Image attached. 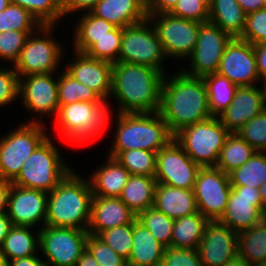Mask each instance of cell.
I'll list each match as a JSON object with an SVG mask.
<instances>
[{
  "label": "cell",
  "mask_w": 266,
  "mask_h": 266,
  "mask_svg": "<svg viewBox=\"0 0 266 266\" xmlns=\"http://www.w3.org/2000/svg\"><path fill=\"white\" fill-rule=\"evenodd\" d=\"M164 76L159 113L173 135L181 129L212 117L203 78L180 70Z\"/></svg>",
  "instance_id": "cell-1"
},
{
  "label": "cell",
  "mask_w": 266,
  "mask_h": 266,
  "mask_svg": "<svg viewBox=\"0 0 266 266\" xmlns=\"http://www.w3.org/2000/svg\"><path fill=\"white\" fill-rule=\"evenodd\" d=\"M165 74L146 65L113 63L111 95L117 99V113L159 112Z\"/></svg>",
  "instance_id": "cell-2"
},
{
  "label": "cell",
  "mask_w": 266,
  "mask_h": 266,
  "mask_svg": "<svg viewBox=\"0 0 266 266\" xmlns=\"http://www.w3.org/2000/svg\"><path fill=\"white\" fill-rule=\"evenodd\" d=\"M93 193L88 178L76 170L48 193L45 225L87 230Z\"/></svg>",
  "instance_id": "cell-3"
},
{
  "label": "cell",
  "mask_w": 266,
  "mask_h": 266,
  "mask_svg": "<svg viewBox=\"0 0 266 266\" xmlns=\"http://www.w3.org/2000/svg\"><path fill=\"white\" fill-rule=\"evenodd\" d=\"M114 115L117 129L109 151L143 149L157 153L174 139L159 112Z\"/></svg>",
  "instance_id": "cell-4"
},
{
  "label": "cell",
  "mask_w": 266,
  "mask_h": 266,
  "mask_svg": "<svg viewBox=\"0 0 266 266\" xmlns=\"http://www.w3.org/2000/svg\"><path fill=\"white\" fill-rule=\"evenodd\" d=\"M111 116L107 102L77 101L60 106L54 119L63 139L83 145L106 132Z\"/></svg>",
  "instance_id": "cell-5"
},
{
  "label": "cell",
  "mask_w": 266,
  "mask_h": 266,
  "mask_svg": "<svg viewBox=\"0 0 266 266\" xmlns=\"http://www.w3.org/2000/svg\"><path fill=\"white\" fill-rule=\"evenodd\" d=\"M58 150L48 136L26 159L12 184L51 192L73 170Z\"/></svg>",
  "instance_id": "cell-6"
},
{
  "label": "cell",
  "mask_w": 266,
  "mask_h": 266,
  "mask_svg": "<svg viewBox=\"0 0 266 266\" xmlns=\"http://www.w3.org/2000/svg\"><path fill=\"white\" fill-rule=\"evenodd\" d=\"M230 132L218 117H211L181 129L175 141L200 167H215Z\"/></svg>",
  "instance_id": "cell-7"
},
{
  "label": "cell",
  "mask_w": 266,
  "mask_h": 266,
  "mask_svg": "<svg viewBox=\"0 0 266 266\" xmlns=\"http://www.w3.org/2000/svg\"><path fill=\"white\" fill-rule=\"evenodd\" d=\"M0 138V177L13 182L24 162L49 136L44 123H21Z\"/></svg>",
  "instance_id": "cell-8"
},
{
  "label": "cell",
  "mask_w": 266,
  "mask_h": 266,
  "mask_svg": "<svg viewBox=\"0 0 266 266\" xmlns=\"http://www.w3.org/2000/svg\"><path fill=\"white\" fill-rule=\"evenodd\" d=\"M54 29V25H42L29 35L19 59L13 65L18 77L59 71L64 50L63 45L52 38Z\"/></svg>",
  "instance_id": "cell-9"
},
{
  "label": "cell",
  "mask_w": 266,
  "mask_h": 266,
  "mask_svg": "<svg viewBox=\"0 0 266 266\" xmlns=\"http://www.w3.org/2000/svg\"><path fill=\"white\" fill-rule=\"evenodd\" d=\"M166 59L169 60L154 27L147 18L122 29L119 62L146 65L167 74L162 67V62Z\"/></svg>",
  "instance_id": "cell-10"
},
{
  "label": "cell",
  "mask_w": 266,
  "mask_h": 266,
  "mask_svg": "<svg viewBox=\"0 0 266 266\" xmlns=\"http://www.w3.org/2000/svg\"><path fill=\"white\" fill-rule=\"evenodd\" d=\"M147 19L154 27L167 58L187 60L195 49L202 23L170 13L147 14Z\"/></svg>",
  "instance_id": "cell-11"
},
{
  "label": "cell",
  "mask_w": 266,
  "mask_h": 266,
  "mask_svg": "<svg viewBox=\"0 0 266 266\" xmlns=\"http://www.w3.org/2000/svg\"><path fill=\"white\" fill-rule=\"evenodd\" d=\"M39 231V251L47 266H75L86 250L87 230L44 225Z\"/></svg>",
  "instance_id": "cell-12"
},
{
  "label": "cell",
  "mask_w": 266,
  "mask_h": 266,
  "mask_svg": "<svg viewBox=\"0 0 266 266\" xmlns=\"http://www.w3.org/2000/svg\"><path fill=\"white\" fill-rule=\"evenodd\" d=\"M229 174L216 167H201L193 188L198 211L210 221L224 214L231 193Z\"/></svg>",
  "instance_id": "cell-13"
},
{
  "label": "cell",
  "mask_w": 266,
  "mask_h": 266,
  "mask_svg": "<svg viewBox=\"0 0 266 266\" xmlns=\"http://www.w3.org/2000/svg\"><path fill=\"white\" fill-rule=\"evenodd\" d=\"M55 73L30 74L19 77L18 98L26 110L34 114L29 123H43L41 116H55L59 110L58 78ZM38 114V115H37ZM40 116V118L36 117Z\"/></svg>",
  "instance_id": "cell-14"
},
{
  "label": "cell",
  "mask_w": 266,
  "mask_h": 266,
  "mask_svg": "<svg viewBox=\"0 0 266 266\" xmlns=\"http://www.w3.org/2000/svg\"><path fill=\"white\" fill-rule=\"evenodd\" d=\"M232 37L217 25L205 22L200 25L197 44L189 59L190 69L181 71L192 77L203 78L218 72L226 45Z\"/></svg>",
  "instance_id": "cell-15"
},
{
  "label": "cell",
  "mask_w": 266,
  "mask_h": 266,
  "mask_svg": "<svg viewBox=\"0 0 266 266\" xmlns=\"http://www.w3.org/2000/svg\"><path fill=\"white\" fill-rule=\"evenodd\" d=\"M200 168L173 139L157 152L155 179L160 184L193 189Z\"/></svg>",
  "instance_id": "cell-16"
},
{
  "label": "cell",
  "mask_w": 266,
  "mask_h": 266,
  "mask_svg": "<svg viewBox=\"0 0 266 266\" xmlns=\"http://www.w3.org/2000/svg\"><path fill=\"white\" fill-rule=\"evenodd\" d=\"M265 218L259 188L246 185L232 186L226 210L218 221L239 233L254 227Z\"/></svg>",
  "instance_id": "cell-17"
},
{
  "label": "cell",
  "mask_w": 266,
  "mask_h": 266,
  "mask_svg": "<svg viewBox=\"0 0 266 266\" xmlns=\"http://www.w3.org/2000/svg\"><path fill=\"white\" fill-rule=\"evenodd\" d=\"M217 73L238 86L259 83L254 46L239 38H232L225 47Z\"/></svg>",
  "instance_id": "cell-18"
},
{
  "label": "cell",
  "mask_w": 266,
  "mask_h": 266,
  "mask_svg": "<svg viewBox=\"0 0 266 266\" xmlns=\"http://www.w3.org/2000/svg\"><path fill=\"white\" fill-rule=\"evenodd\" d=\"M48 193L12 184L8 197L7 215L13 226L43 228L47 215ZM39 223V224H38Z\"/></svg>",
  "instance_id": "cell-19"
},
{
  "label": "cell",
  "mask_w": 266,
  "mask_h": 266,
  "mask_svg": "<svg viewBox=\"0 0 266 266\" xmlns=\"http://www.w3.org/2000/svg\"><path fill=\"white\" fill-rule=\"evenodd\" d=\"M197 250L203 266H223L238 255V235L218 220L209 221Z\"/></svg>",
  "instance_id": "cell-20"
},
{
  "label": "cell",
  "mask_w": 266,
  "mask_h": 266,
  "mask_svg": "<svg viewBox=\"0 0 266 266\" xmlns=\"http://www.w3.org/2000/svg\"><path fill=\"white\" fill-rule=\"evenodd\" d=\"M75 57L65 65L64 69L77 81L95 91L107 102L108 110L111 95V78L113 64L107 61L89 57L86 53L73 51Z\"/></svg>",
  "instance_id": "cell-21"
},
{
  "label": "cell",
  "mask_w": 266,
  "mask_h": 266,
  "mask_svg": "<svg viewBox=\"0 0 266 266\" xmlns=\"http://www.w3.org/2000/svg\"><path fill=\"white\" fill-rule=\"evenodd\" d=\"M264 109L266 107L263 86H239L232 103L218 118L230 133H235Z\"/></svg>",
  "instance_id": "cell-22"
},
{
  "label": "cell",
  "mask_w": 266,
  "mask_h": 266,
  "mask_svg": "<svg viewBox=\"0 0 266 266\" xmlns=\"http://www.w3.org/2000/svg\"><path fill=\"white\" fill-rule=\"evenodd\" d=\"M137 215L119 197L93 196L88 234L101 232L120 225L131 224Z\"/></svg>",
  "instance_id": "cell-23"
},
{
  "label": "cell",
  "mask_w": 266,
  "mask_h": 266,
  "mask_svg": "<svg viewBox=\"0 0 266 266\" xmlns=\"http://www.w3.org/2000/svg\"><path fill=\"white\" fill-rule=\"evenodd\" d=\"M91 12L122 29L147 18L146 0H99Z\"/></svg>",
  "instance_id": "cell-24"
},
{
  "label": "cell",
  "mask_w": 266,
  "mask_h": 266,
  "mask_svg": "<svg viewBox=\"0 0 266 266\" xmlns=\"http://www.w3.org/2000/svg\"><path fill=\"white\" fill-rule=\"evenodd\" d=\"M153 207L172 219L182 218L198 211L193 189H182L156 184Z\"/></svg>",
  "instance_id": "cell-25"
},
{
  "label": "cell",
  "mask_w": 266,
  "mask_h": 266,
  "mask_svg": "<svg viewBox=\"0 0 266 266\" xmlns=\"http://www.w3.org/2000/svg\"><path fill=\"white\" fill-rule=\"evenodd\" d=\"M105 162L88 178L93 196L119 197L131 174L114 157L107 155Z\"/></svg>",
  "instance_id": "cell-26"
},
{
  "label": "cell",
  "mask_w": 266,
  "mask_h": 266,
  "mask_svg": "<svg viewBox=\"0 0 266 266\" xmlns=\"http://www.w3.org/2000/svg\"><path fill=\"white\" fill-rule=\"evenodd\" d=\"M166 247L137 218L133 221L132 252L128 266H160Z\"/></svg>",
  "instance_id": "cell-27"
},
{
  "label": "cell",
  "mask_w": 266,
  "mask_h": 266,
  "mask_svg": "<svg viewBox=\"0 0 266 266\" xmlns=\"http://www.w3.org/2000/svg\"><path fill=\"white\" fill-rule=\"evenodd\" d=\"M246 14L237 0H212L209 22L217 25L232 38H239L245 28Z\"/></svg>",
  "instance_id": "cell-28"
},
{
  "label": "cell",
  "mask_w": 266,
  "mask_h": 266,
  "mask_svg": "<svg viewBox=\"0 0 266 266\" xmlns=\"http://www.w3.org/2000/svg\"><path fill=\"white\" fill-rule=\"evenodd\" d=\"M32 228L12 226L0 247V255L8 261L36 255L39 251L40 231L34 233Z\"/></svg>",
  "instance_id": "cell-29"
},
{
  "label": "cell",
  "mask_w": 266,
  "mask_h": 266,
  "mask_svg": "<svg viewBox=\"0 0 266 266\" xmlns=\"http://www.w3.org/2000/svg\"><path fill=\"white\" fill-rule=\"evenodd\" d=\"M155 177L131 175L119 198L136 214L154 205Z\"/></svg>",
  "instance_id": "cell-30"
},
{
  "label": "cell",
  "mask_w": 266,
  "mask_h": 266,
  "mask_svg": "<svg viewBox=\"0 0 266 266\" xmlns=\"http://www.w3.org/2000/svg\"><path fill=\"white\" fill-rule=\"evenodd\" d=\"M80 20L74 26L72 33L74 46L73 50L86 53L103 36L108 35L116 26L105 19L95 16L92 12L81 13Z\"/></svg>",
  "instance_id": "cell-31"
},
{
  "label": "cell",
  "mask_w": 266,
  "mask_h": 266,
  "mask_svg": "<svg viewBox=\"0 0 266 266\" xmlns=\"http://www.w3.org/2000/svg\"><path fill=\"white\" fill-rule=\"evenodd\" d=\"M209 221L200 212L174 219L171 247L197 250Z\"/></svg>",
  "instance_id": "cell-32"
},
{
  "label": "cell",
  "mask_w": 266,
  "mask_h": 266,
  "mask_svg": "<svg viewBox=\"0 0 266 266\" xmlns=\"http://www.w3.org/2000/svg\"><path fill=\"white\" fill-rule=\"evenodd\" d=\"M207 88L209 109L213 117H218L232 103L238 85L219 73L203 77Z\"/></svg>",
  "instance_id": "cell-33"
},
{
  "label": "cell",
  "mask_w": 266,
  "mask_h": 266,
  "mask_svg": "<svg viewBox=\"0 0 266 266\" xmlns=\"http://www.w3.org/2000/svg\"><path fill=\"white\" fill-rule=\"evenodd\" d=\"M238 255L250 265L266 261V218L254 227L237 233Z\"/></svg>",
  "instance_id": "cell-34"
},
{
  "label": "cell",
  "mask_w": 266,
  "mask_h": 266,
  "mask_svg": "<svg viewBox=\"0 0 266 266\" xmlns=\"http://www.w3.org/2000/svg\"><path fill=\"white\" fill-rule=\"evenodd\" d=\"M255 152L256 150L236 132L230 133L225 140L224 146L221 148L215 167L229 174L234 169L245 164Z\"/></svg>",
  "instance_id": "cell-35"
},
{
  "label": "cell",
  "mask_w": 266,
  "mask_h": 266,
  "mask_svg": "<svg viewBox=\"0 0 266 266\" xmlns=\"http://www.w3.org/2000/svg\"><path fill=\"white\" fill-rule=\"evenodd\" d=\"M231 186L260 188L266 181V153L256 151L241 167L229 173Z\"/></svg>",
  "instance_id": "cell-36"
},
{
  "label": "cell",
  "mask_w": 266,
  "mask_h": 266,
  "mask_svg": "<svg viewBox=\"0 0 266 266\" xmlns=\"http://www.w3.org/2000/svg\"><path fill=\"white\" fill-rule=\"evenodd\" d=\"M131 175L155 177L157 153L143 149L108 151Z\"/></svg>",
  "instance_id": "cell-37"
},
{
  "label": "cell",
  "mask_w": 266,
  "mask_h": 266,
  "mask_svg": "<svg viewBox=\"0 0 266 266\" xmlns=\"http://www.w3.org/2000/svg\"><path fill=\"white\" fill-rule=\"evenodd\" d=\"M63 70L57 76L59 107L77 101L106 102L95 91L77 81L64 68Z\"/></svg>",
  "instance_id": "cell-38"
},
{
  "label": "cell",
  "mask_w": 266,
  "mask_h": 266,
  "mask_svg": "<svg viewBox=\"0 0 266 266\" xmlns=\"http://www.w3.org/2000/svg\"><path fill=\"white\" fill-rule=\"evenodd\" d=\"M42 26L26 9L10 3L0 12V32L25 31L33 33Z\"/></svg>",
  "instance_id": "cell-39"
},
{
  "label": "cell",
  "mask_w": 266,
  "mask_h": 266,
  "mask_svg": "<svg viewBox=\"0 0 266 266\" xmlns=\"http://www.w3.org/2000/svg\"><path fill=\"white\" fill-rule=\"evenodd\" d=\"M137 220L151 232L158 242L166 248L171 247L174 219L152 207L140 212Z\"/></svg>",
  "instance_id": "cell-40"
},
{
  "label": "cell",
  "mask_w": 266,
  "mask_h": 266,
  "mask_svg": "<svg viewBox=\"0 0 266 266\" xmlns=\"http://www.w3.org/2000/svg\"><path fill=\"white\" fill-rule=\"evenodd\" d=\"M11 3L29 11L41 25H54L61 22L62 0H10ZM61 19V21H60Z\"/></svg>",
  "instance_id": "cell-41"
},
{
  "label": "cell",
  "mask_w": 266,
  "mask_h": 266,
  "mask_svg": "<svg viewBox=\"0 0 266 266\" xmlns=\"http://www.w3.org/2000/svg\"><path fill=\"white\" fill-rule=\"evenodd\" d=\"M122 28L115 27L108 35L98 41L86 52L89 57L116 63L121 48Z\"/></svg>",
  "instance_id": "cell-42"
},
{
  "label": "cell",
  "mask_w": 266,
  "mask_h": 266,
  "mask_svg": "<svg viewBox=\"0 0 266 266\" xmlns=\"http://www.w3.org/2000/svg\"><path fill=\"white\" fill-rule=\"evenodd\" d=\"M98 237L126 260L132 252L133 222L101 232Z\"/></svg>",
  "instance_id": "cell-43"
},
{
  "label": "cell",
  "mask_w": 266,
  "mask_h": 266,
  "mask_svg": "<svg viewBox=\"0 0 266 266\" xmlns=\"http://www.w3.org/2000/svg\"><path fill=\"white\" fill-rule=\"evenodd\" d=\"M236 133L256 151L266 150V109L252 118Z\"/></svg>",
  "instance_id": "cell-44"
},
{
  "label": "cell",
  "mask_w": 266,
  "mask_h": 266,
  "mask_svg": "<svg viewBox=\"0 0 266 266\" xmlns=\"http://www.w3.org/2000/svg\"><path fill=\"white\" fill-rule=\"evenodd\" d=\"M86 249L92 254L99 266H128L127 260L98 236L88 235Z\"/></svg>",
  "instance_id": "cell-45"
},
{
  "label": "cell",
  "mask_w": 266,
  "mask_h": 266,
  "mask_svg": "<svg viewBox=\"0 0 266 266\" xmlns=\"http://www.w3.org/2000/svg\"><path fill=\"white\" fill-rule=\"evenodd\" d=\"M30 34L16 30L0 32V60L14 65Z\"/></svg>",
  "instance_id": "cell-46"
},
{
  "label": "cell",
  "mask_w": 266,
  "mask_h": 266,
  "mask_svg": "<svg viewBox=\"0 0 266 266\" xmlns=\"http://www.w3.org/2000/svg\"><path fill=\"white\" fill-rule=\"evenodd\" d=\"M239 39L252 45L266 42V7L246 15L245 28Z\"/></svg>",
  "instance_id": "cell-47"
},
{
  "label": "cell",
  "mask_w": 266,
  "mask_h": 266,
  "mask_svg": "<svg viewBox=\"0 0 266 266\" xmlns=\"http://www.w3.org/2000/svg\"><path fill=\"white\" fill-rule=\"evenodd\" d=\"M160 266H203L198 250L168 247Z\"/></svg>",
  "instance_id": "cell-48"
},
{
  "label": "cell",
  "mask_w": 266,
  "mask_h": 266,
  "mask_svg": "<svg viewBox=\"0 0 266 266\" xmlns=\"http://www.w3.org/2000/svg\"><path fill=\"white\" fill-rule=\"evenodd\" d=\"M19 77L14 67L0 66V107L12 104L18 98Z\"/></svg>",
  "instance_id": "cell-49"
},
{
  "label": "cell",
  "mask_w": 266,
  "mask_h": 266,
  "mask_svg": "<svg viewBox=\"0 0 266 266\" xmlns=\"http://www.w3.org/2000/svg\"><path fill=\"white\" fill-rule=\"evenodd\" d=\"M169 13L176 17L200 23L209 21V10L198 0H178Z\"/></svg>",
  "instance_id": "cell-50"
},
{
  "label": "cell",
  "mask_w": 266,
  "mask_h": 266,
  "mask_svg": "<svg viewBox=\"0 0 266 266\" xmlns=\"http://www.w3.org/2000/svg\"><path fill=\"white\" fill-rule=\"evenodd\" d=\"M99 0H62L63 15H68L72 12H91Z\"/></svg>",
  "instance_id": "cell-51"
},
{
  "label": "cell",
  "mask_w": 266,
  "mask_h": 266,
  "mask_svg": "<svg viewBox=\"0 0 266 266\" xmlns=\"http://www.w3.org/2000/svg\"><path fill=\"white\" fill-rule=\"evenodd\" d=\"M178 0H146L147 14L169 13Z\"/></svg>",
  "instance_id": "cell-52"
},
{
  "label": "cell",
  "mask_w": 266,
  "mask_h": 266,
  "mask_svg": "<svg viewBox=\"0 0 266 266\" xmlns=\"http://www.w3.org/2000/svg\"><path fill=\"white\" fill-rule=\"evenodd\" d=\"M254 46L258 74L263 84L266 82V42Z\"/></svg>",
  "instance_id": "cell-53"
},
{
  "label": "cell",
  "mask_w": 266,
  "mask_h": 266,
  "mask_svg": "<svg viewBox=\"0 0 266 266\" xmlns=\"http://www.w3.org/2000/svg\"><path fill=\"white\" fill-rule=\"evenodd\" d=\"M12 187V182L0 177V213L7 212L8 197Z\"/></svg>",
  "instance_id": "cell-54"
},
{
  "label": "cell",
  "mask_w": 266,
  "mask_h": 266,
  "mask_svg": "<svg viewBox=\"0 0 266 266\" xmlns=\"http://www.w3.org/2000/svg\"><path fill=\"white\" fill-rule=\"evenodd\" d=\"M9 266H47L43 259L37 255L14 259L9 261Z\"/></svg>",
  "instance_id": "cell-55"
},
{
  "label": "cell",
  "mask_w": 266,
  "mask_h": 266,
  "mask_svg": "<svg viewBox=\"0 0 266 266\" xmlns=\"http://www.w3.org/2000/svg\"><path fill=\"white\" fill-rule=\"evenodd\" d=\"M237 2L246 15L266 7V0H237Z\"/></svg>",
  "instance_id": "cell-56"
},
{
  "label": "cell",
  "mask_w": 266,
  "mask_h": 266,
  "mask_svg": "<svg viewBox=\"0 0 266 266\" xmlns=\"http://www.w3.org/2000/svg\"><path fill=\"white\" fill-rule=\"evenodd\" d=\"M10 218L7 215V212L0 213V247L2 246L4 239L8 235L10 228L12 227Z\"/></svg>",
  "instance_id": "cell-57"
},
{
  "label": "cell",
  "mask_w": 266,
  "mask_h": 266,
  "mask_svg": "<svg viewBox=\"0 0 266 266\" xmlns=\"http://www.w3.org/2000/svg\"><path fill=\"white\" fill-rule=\"evenodd\" d=\"M75 266H99V264L95 261L92 254L86 249L79 257Z\"/></svg>",
  "instance_id": "cell-58"
},
{
  "label": "cell",
  "mask_w": 266,
  "mask_h": 266,
  "mask_svg": "<svg viewBox=\"0 0 266 266\" xmlns=\"http://www.w3.org/2000/svg\"><path fill=\"white\" fill-rule=\"evenodd\" d=\"M223 266H252L245 259L237 255Z\"/></svg>",
  "instance_id": "cell-59"
},
{
  "label": "cell",
  "mask_w": 266,
  "mask_h": 266,
  "mask_svg": "<svg viewBox=\"0 0 266 266\" xmlns=\"http://www.w3.org/2000/svg\"><path fill=\"white\" fill-rule=\"evenodd\" d=\"M261 202H262V212L266 215V181L259 188Z\"/></svg>",
  "instance_id": "cell-60"
},
{
  "label": "cell",
  "mask_w": 266,
  "mask_h": 266,
  "mask_svg": "<svg viewBox=\"0 0 266 266\" xmlns=\"http://www.w3.org/2000/svg\"><path fill=\"white\" fill-rule=\"evenodd\" d=\"M10 3V0H0V12L4 10Z\"/></svg>",
  "instance_id": "cell-61"
},
{
  "label": "cell",
  "mask_w": 266,
  "mask_h": 266,
  "mask_svg": "<svg viewBox=\"0 0 266 266\" xmlns=\"http://www.w3.org/2000/svg\"><path fill=\"white\" fill-rule=\"evenodd\" d=\"M0 266H9V261L2 255H0Z\"/></svg>",
  "instance_id": "cell-62"
},
{
  "label": "cell",
  "mask_w": 266,
  "mask_h": 266,
  "mask_svg": "<svg viewBox=\"0 0 266 266\" xmlns=\"http://www.w3.org/2000/svg\"><path fill=\"white\" fill-rule=\"evenodd\" d=\"M200 3H202L208 10L210 9L212 0H198Z\"/></svg>",
  "instance_id": "cell-63"
},
{
  "label": "cell",
  "mask_w": 266,
  "mask_h": 266,
  "mask_svg": "<svg viewBox=\"0 0 266 266\" xmlns=\"http://www.w3.org/2000/svg\"><path fill=\"white\" fill-rule=\"evenodd\" d=\"M265 93V107H266V82L262 84Z\"/></svg>",
  "instance_id": "cell-64"
},
{
  "label": "cell",
  "mask_w": 266,
  "mask_h": 266,
  "mask_svg": "<svg viewBox=\"0 0 266 266\" xmlns=\"http://www.w3.org/2000/svg\"><path fill=\"white\" fill-rule=\"evenodd\" d=\"M252 266H266V261L262 262V263H258Z\"/></svg>",
  "instance_id": "cell-65"
}]
</instances>
